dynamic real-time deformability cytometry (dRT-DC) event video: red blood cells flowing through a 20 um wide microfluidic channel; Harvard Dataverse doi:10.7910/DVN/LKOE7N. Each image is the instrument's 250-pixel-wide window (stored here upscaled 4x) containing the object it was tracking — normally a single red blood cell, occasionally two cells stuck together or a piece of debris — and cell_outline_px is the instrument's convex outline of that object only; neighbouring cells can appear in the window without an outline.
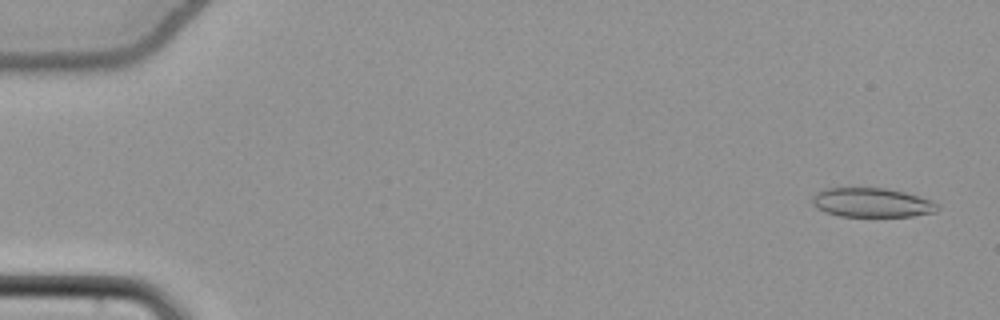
{"species": "common noctule bat (a hibernating species)", "species_latin": "Nyctalus noctula", "temperature_condition": "cold", "stored_images_in_passage": 55, "camera_frame_rate_fps": 3000, "um_per_image_px": 0.085, "animal": {"sex": "female", "body_mass_g": 22.7, "forearm_length_mm": 54.2}, "frame": {"image": 1, "passage_image": 3, "time_ms": 0.667, "image_size_px": [1000, 320], "cell_outline_px": [[940, 208], [936, 212], [912, 216], [840, 216], [824, 212], [816, 208], [812, 204], [812, 196], [816, 192], [824, 188], [884, 188], [904, 192], [932, 200], [940, 204]], "centroid_in_image_um": [74.11, 17.22], "position_along_channel_um": 10.9, "area_um2": 21.5}}
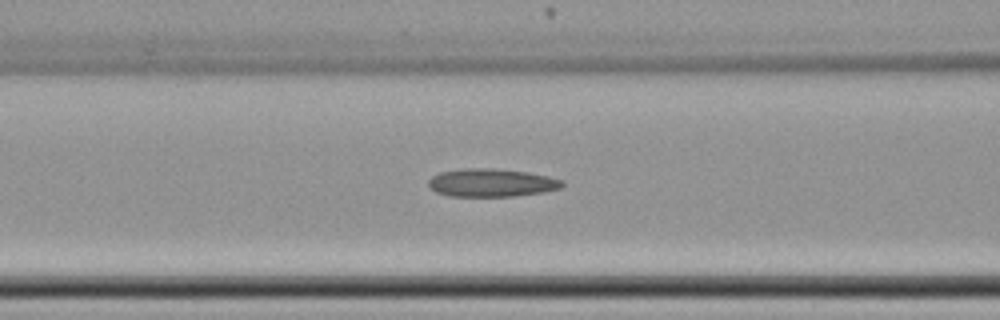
{"frame": {"image": 2, "passage_image": 24, "time_ms": 7.667, "image_size_px": [1000, 320], "cell_outline_px": [[564, 184], [560, 188], [544, 192], [512, 196], [448, 196], [436, 192], [428, 184], [428, 180], [432, 176], [440, 172], [464, 168], [492, 168], [528, 172], [548, 176], [560, 180]], "centroid_in_image_um": [41.75, 15.53], "position_along_channel_um": 124.8, "area_um2": 21.79}}
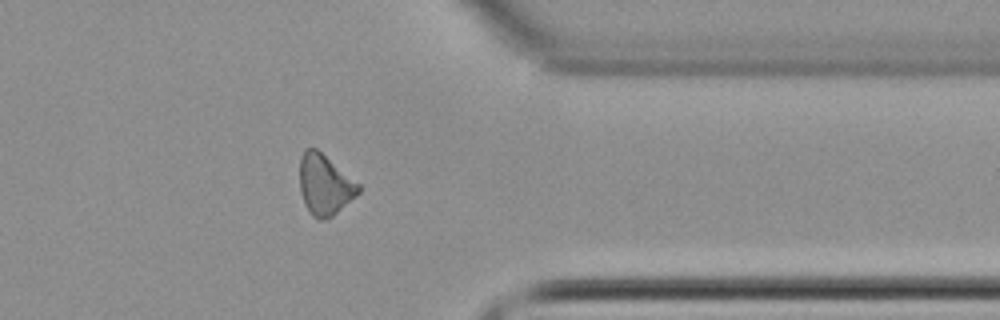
{"frame": {"image": 3, "passage_image": 45, "time_ms": 14.667, "image_size_px": [1000, 320], "cell_outline_px": [[360, 192], [356, 196], [328, 220], [320, 220], [312, 216], [304, 204], [300, 192], [300, 156], [304, 148], [316, 148], [360, 184]], "centroid_in_image_um": [27.59, 15.72], "position_along_channel_um": 383.8, "area_um2": 20.87}}